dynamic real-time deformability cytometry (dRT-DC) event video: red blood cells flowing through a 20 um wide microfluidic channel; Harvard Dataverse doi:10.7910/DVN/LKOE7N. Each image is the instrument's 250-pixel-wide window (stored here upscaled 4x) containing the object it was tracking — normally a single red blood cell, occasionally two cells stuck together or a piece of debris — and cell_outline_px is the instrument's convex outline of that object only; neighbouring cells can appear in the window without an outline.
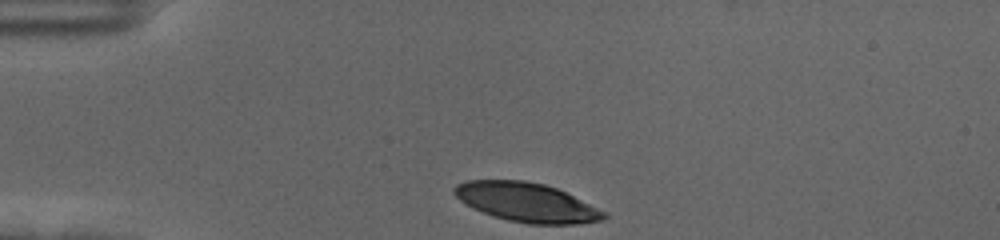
{"species": "human", "species_latin": "Homo sapiens", "temperature_condition": "cold", "stored_images_in_passage": 34, "camera_frame_rate_fps": 3000, "um_per_image_px": 0.085, "donor": {"sex": "female"}, "frame": {"image": 1, "passage_image": 1, "time_ms": 0.0, "image_size_px": [1000, 240], "cell_outline_px": [[608, 216], [604, 220], [580, 224], [528, 224], [508, 220], [492, 216], [472, 208], [460, 200], [452, 192], [452, 188], [456, 184], [468, 180], [524, 180], [544, 184], [556, 188], [604, 212]], "centroid_in_image_um": [44.71, 17.2], "position_along_channel_um": 40.3, "area_um2": 33.93}}
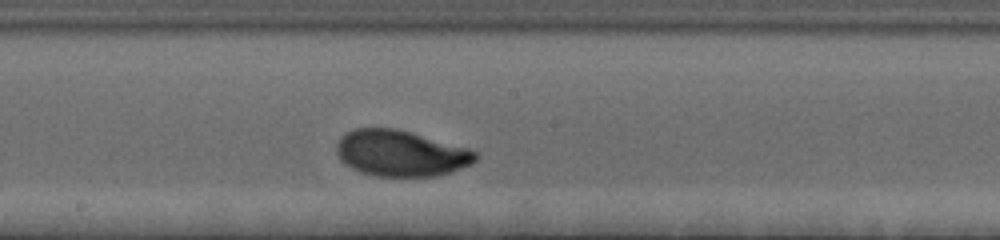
{"frame": {"image": 2, "passage_image": 19, "time_ms": 6.0, "image_size_px": [1000, 240], "cell_outline_px": [[480, 156], [472, 164], [452, 172], [436, 176], [376, 176], [360, 172], [344, 164], [340, 160], [336, 152], [336, 144], [340, 136], [356, 128], [396, 128], [468, 148], [476, 152]], "centroid_in_image_um": [34.06, 13.03], "position_along_channel_um": 214.1, "area_um2": 37.45}}
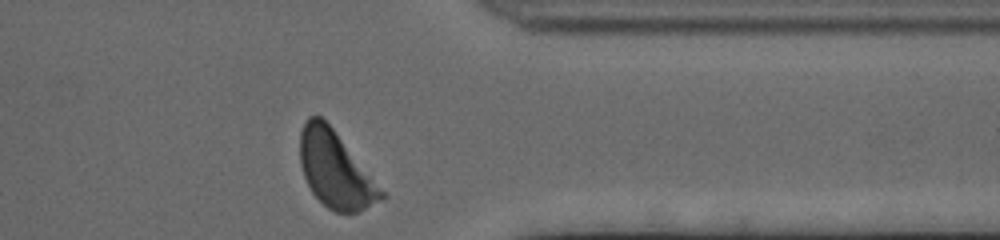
{"frame": {"image": 3, "passage_image": 34, "time_ms": 11.0, "image_size_px": [1000, 240], "cell_outline_px": [[388, 196], [384, 200], [356, 212], [336, 212], [328, 208], [312, 192], [304, 176], [300, 164], [300, 132], [308, 116], [320, 116], [332, 128]], "centroid_in_image_um": [28.51, 14.44], "position_along_channel_um": 382.9, "area_um2": 35.49}, "authors_computed_cell_mechanics": {"area_um2": 36.0961, "velocity_mm_per_s": 3.5078, "shape_relaxation_time_tau1_ms": 2.769, "shape_relaxation_time_tau2_ms": 0.9562, "deformation_change_tau1": 0.1528, "deformation_change_tau2": 0.0505}}